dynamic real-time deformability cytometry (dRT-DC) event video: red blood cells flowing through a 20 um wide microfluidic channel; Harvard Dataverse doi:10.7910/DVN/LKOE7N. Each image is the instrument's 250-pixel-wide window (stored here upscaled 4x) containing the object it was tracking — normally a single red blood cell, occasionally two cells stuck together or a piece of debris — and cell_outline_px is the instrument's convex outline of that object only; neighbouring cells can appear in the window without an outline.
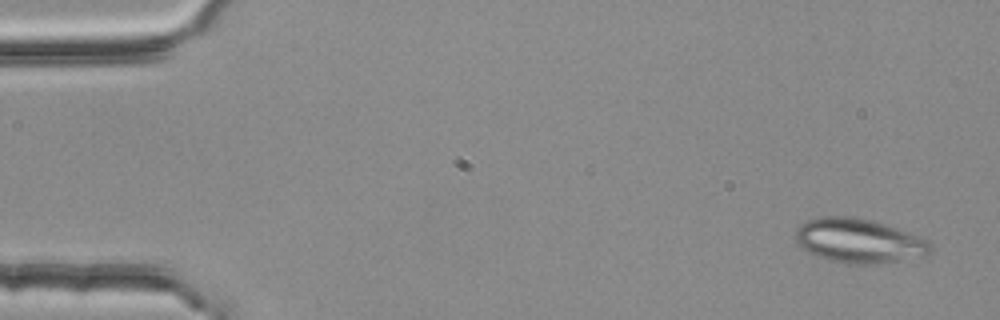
{"species": "common noctule bat (a hibernating species)", "species_latin": "Nyctalus noctula", "temperature_condition": "room temperature", "stored_images_in_passage": 4, "camera_frame_rate_fps": 3000, "um_per_image_px": 0.085, "animal": {"sex": "female", "body_mass_g": 25.1}, "frame": {"image": 1, "passage_image": 1, "time_ms": 0.0, "image_size_px": [1000, 320], "cell_outline_px": [[932, 252], [928, 256], [876, 264], [844, 264], [828, 260], [816, 256], [808, 252], [796, 244], [796, 228], [800, 224], [808, 220], [820, 216], [852, 216], [872, 220], [896, 228], [928, 240], [932, 244]], "centroid_in_image_um": [73.0, 20.48], "position_along_channel_um": 12.0, "area_um2": 35.26}}